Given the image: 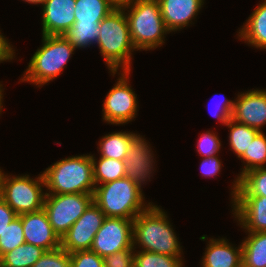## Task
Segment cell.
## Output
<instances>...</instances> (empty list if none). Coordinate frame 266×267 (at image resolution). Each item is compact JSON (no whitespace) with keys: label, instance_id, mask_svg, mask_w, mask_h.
<instances>
[{"label":"cell","instance_id":"cell-1","mask_svg":"<svg viewBox=\"0 0 266 267\" xmlns=\"http://www.w3.org/2000/svg\"><path fill=\"white\" fill-rule=\"evenodd\" d=\"M133 247L168 256H181L182 250L166 212L151 204L133 219Z\"/></svg>","mask_w":266,"mask_h":267},{"label":"cell","instance_id":"cell-2","mask_svg":"<svg viewBox=\"0 0 266 267\" xmlns=\"http://www.w3.org/2000/svg\"><path fill=\"white\" fill-rule=\"evenodd\" d=\"M97 45L113 76L119 69L131 72V55L136 48L122 8H115L100 22Z\"/></svg>","mask_w":266,"mask_h":267},{"label":"cell","instance_id":"cell-3","mask_svg":"<svg viewBox=\"0 0 266 267\" xmlns=\"http://www.w3.org/2000/svg\"><path fill=\"white\" fill-rule=\"evenodd\" d=\"M93 172L91 154L57 161L42 173L47 188L46 195L93 194L96 186Z\"/></svg>","mask_w":266,"mask_h":267},{"label":"cell","instance_id":"cell-4","mask_svg":"<svg viewBox=\"0 0 266 267\" xmlns=\"http://www.w3.org/2000/svg\"><path fill=\"white\" fill-rule=\"evenodd\" d=\"M122 9L136 50L146 51L163 45L165 34L170 32L163 21L158 0H134Z\"/></svg>","mask_w":266,"mask_h":267},{"label":"cell","instance_id":"cell-5","mask_svg":"<svg viewBox=\"0 0 266 267\" xmlns=\"http://www.w3.org/2000/svg\"><path fill=\"white\" fill-rule=\"evenodd\" d=\"M144 199L135 183L127 177L96 185L93 192V202L106 217L113 218L133 220L152 204L147 205Z\"/></svg>","mask_w":266,"mask_h":267},{"label":"cell","instance_id":"cell-6","mask_svg":"<svg viewBox=\"0 0 266 267\" xmlns=\"http://www.w3.org/2000/svg\"><path fill=\"white\" fill-rule=\"evenodd\" d=\"M42 38V47L32 56L21 79L39 87L60 75L75 50L63 35H43Z\"/></svg>","mask_w":266,"mask_h":267},{"label":"cell","instance_id":"cell-7","mask_svg":"<svg viewBox=\"0 0 266 267\" xmlns=\"http://www.w3.org/2000/svg\"><path fill=\"white\" fill-rule=\"evenodd\" d=\"M45 180L43 174L35 179L29 175L8 176L3 174L1 183V198L19 216L25 213L39 211L44 206L46 192H43Z\"/></svg>","mask_w":266,"mask_h":267},{"label":"cell","instance_id":"cell-8","mask_svg":"<svg viewBox=\"0 0 266 267\" xmlns=\"http://www.w3.org/2000/svg\"><path fill=\"white\" fill-rule=\"evenodd\" d=\"M93 202V194L46 195L45 210L53 231L61 239Z\"/></svg>","mask_w":266,"mask_h":267},{"label":"cell","instance_id":"cell-9","mask_svg":"<svg viewBox=\"0 0 266 267\" xmlns=\"http://www.w3.org/2000/svg\"><path fill=\"white\" fill-rule=\"evenodd\" d=\"M115 86L103 101V120L107 123L123 125L136 117L138 100L128 79L130 71H121Z\"/></svg>","mask_w":266,"mask_h":267},{"label":"cell","instance_id":"cell-10","mask_svg":"<svg viewBox=\"0 0 266 267\" xmlns=\"http://www.w3.org/2000/svg\"><path fill=\"white\" fill-rule=\"evenodd\" d=\"M133 220L106 217L95 234L91 251L104 258L133 246Z\"/></svg>","mask_w":266,"mask_h":267},{"label":"cell","instance_id":"cell-11","mask_svg":"<svg viewBox=\"0 0 266 267\" xmlns=\"http://www.w3.org/2000/svg\"><path fill=\"white\" fill-rule=\"evenodd\" d=\"M105 218V214L92 202L60 239V246L68 253L90 250L95 234L101 228Z\"/></svg>","mask_w":266,"mask_h":267},{"label":"cell","instance_id":"cell-12","mask_svg":"<svg viewBox=\"0 0 266 267\" xmlns=\"http://www.w3.org/2000/svg\"><path fill=\"white\" fill-rule=\"evenodd\" d=\"M236 99L231 119L261 132L266 124V89L248 90Z\"/></svg>","mask_w":266,"mask_h":267},{"label":"cell","instance_id":"cell-13","mask_svg":"<svg viewBox=\"0 0 266 267\" xmlns=\"http://www.w3.org/2000/svg\"><path fill=\"white\" fill-rule=\"evenodd\" d=\"M152 148L150 144L145 141V138H142L138 134L131 142L128 152L125 157V177L132 180L137 186V190L144 196L142 193L141 186L147 181V178L150 180V175L153 172V163L154 156L151 152Z\"/></svg>","mask_w":266,"mask_h":267},{"label":"cell","instance_id":"cell-14","mask_svg":"<svg viewBox=\"0 0 266 267\" xmlns=\"http://www.w3.org/2000/svg\"><path fill=\"white\" fill-rule=\"evenodd\" d=\"M26 243L39 246L46 251L60 247V238L53 231L45 210L19 215Z\"/></svg>","mask_w":266,"mask_h":267},{"label":"cell","instance_id":"cell-15","mask_svg":"<svg viewBox=\"0 0 266 267\" xmlns=\"http://www.w3.org/2000/svg\"><path fill=\"white\" fill-rule=\"evenodd\" d=\"M76 0H45L42 6V36L63 35L75 22Z\"/></svg>","mask_w":266,"mask_h":267},{"label":"cell","instance_id":"cell-16","mask_svg":"<svg viewBox=\"0 0 266 267\" xmlns=\"http://www.w3.org/2000/svg\"><path fill=\"white\" fill-rule=\"evenodd\" d=\"M233 215L246 232H266V197L235 196Z\"/></svg>","mask_w":266,"mask_h":267},{"label":"cell","instance_id":"cell-17","mask_svg":"<svg viewBox=\"0 0 266 267\" xmlns=\"http://www.w3.org/2000/svg\"><path fill=\"white\" fill-rule=\"evenodd\" d=\"M158 2L169 32H175L192 23L204 4V0H158Z\"/></svg>","mask_w":266,"mask_h":267},{"label":"cell","instance_id":"cell-18","mask_svg":"<svg viewBox=\"0 0 266 267\" xmlns=\"http://www.w3.org/2000/svg\"><path fill=\"white\" fill-rule=\"evenodd\" d=\"M202 259V267H242V243L234 248L228 239L211 238Z\"/></svg>","mask_w":266,"mask_h":267},{"label":"cell","instance_id":"cell-19","mask_svg":"<svg viewBox=\"0 0 266 267\" xmlns=\"http://www.w3.org/2000/svg\"><path fill=\"white\" fill-rule=\"evenodd\" d=\"M259 4L238 32L239 40L266 49V0Z\"/></svg>","mask_w":266,"mask_h":267},{"label":"cell","instance_id":"cell-20","mask_svg":"<svg viewBox=\"0 0 266 267\" xmlns=\"http://www.w3.org/2000/svg\"><path fill=\"white\" fill-rule=\"evenodd\" d=\"M243 161L244 168H242L240 174H238L237 178L234 180L233 187L231 190L233 201L235 195L237 193L238 179L246 172L256 169V168H264L266 163V136L261 131L259 132L254 139L250 142L248 149L245 150L244 154L239 158ZM245 161V162H244Z\"/></svg>","mask_w":266,"mask_h":267},{"label":"cell","instance_id":"cell-21","mask_svg":"<svg viewBox=\"0 0 266 267\" xmlns=\"http://www.w3.org/2000/svg\"><path fill=\"white\" fill-rule=\"evenodd\" d=\"M242 267H266V232H248L242 241Z\"/></svg>","mask_w":266,"mask_h":267},{"label":"cell","instance_id":"cell-22","mask_svg":"<svg viewBox=\"0 0 266 267\" xmlns=\"http://www.w3.org/2000/svg\"><path fill=\"white\" fill-rule=\"evenodd\" d=\"M133 132L119 131L106 134L98 144L101 157L124 161L132 140L137 136Z\"/></svg>","mask_w":266,"mask_h":267},{"label":"cell","instance_id":"cell-23","mask_svg":"<svg viewBox=\"0 0 266 267\" xmlns=\"http://www.w3.org/2000/svg\"><path fill=\"white\" fill-rule=\"evenodd\" d=\"M74 23L99 24L115 8L107 0H76Z\"/></svg>","mask_w":266,"mask_h":267},{"label":"cell","instance_id":"cell-24","mask_svg":"<svg viewBox=\"0 0 266 267\" xmlns=\"http://www.w3.org/2000/svg\"><path fill=\"white\" fill-rule=\"evenodd\" d=\"M45 249L30 243L19 245L0 258V267H32Z\"/></svg>","mask_w":266,"mask_h":267},{"label":"cell","instance_id":"cell-25","mask_svg":"<svg viewBox=\"0 0 266 267\" xmlns=\"http://www.w3.org/2000/svg\"><path fill=\"white\" fill-rule=\"evenodd\" d=\"M91 158L93 161L95 185L104 184L125 177V161L101 156L97 161L93 155H91Z\"/></svg>","mask_w":266,"mask_h":267},{"label":"cell","instance_id":"cell-26","mask_svg":"<svg viewBox=\"0 0 266 267\" xmlns=\"http://www.w3.org/2000/svg\"><path fill=\"white\" fill-rule=\"evenodd\" d=\"M235 196H264L266 197V166L252 169L238 179Z\"/></svg>","mask_w":266,"mask_h":267},{"label":"cell","instance_id":"cell-27","mask_svg":"<svg viewBox=\"0 0 266 267\" xmlns=\"http://www.w3.org/2000/svg\"><path fill=\"white\" fill-rule=\"evenodd\" d=\"M99 24L93 23H74L64 34L63 37L77 48L90 47V45L97 44L99 37Z\"/></svg>","mask_w":266,"mask_h":267},{"label":"cell","instance_id":"cell-28","mask_svg":"<svg viewBox=\"0 0 266 267\" xmlns=\"http://www.w3.org/2000/svg\"><path fill=\"white\" fill-rule=\"evenodd\" d=\"M226 126L230 129L229 145L233 153L240 158L244 154L245 150L248 149L250 142L260 131L247 125L238 123L233 119H230Z\"/></svg>","mask_w":266,"mask_h":267},{"label":"cell","instance_id":"cell-29","mask_svg":"<svg viewBox=\"0 0 266 267\" xmlns=\"http://www.w3.org/2000/svg\"><path fill=\"white\" fill-rule=\"evenodd\" d=\"M181 256H168L140 250L134 252V267H183Z\"/></svg>","mask_w":266,"mask_h":267},{"label":"cell","instance_id":"cell-30","mask_svg":"<svg viewBox=\"0 0 266 267\" xmlns=\"http://www.w3.org/2000/svg\"><path fill=\"white\" fill-rule=\"evenodd\" d=\"M26 243L21 218L18 216L0 235V258L19 245Z\"/></svg>","mask_w":266,"mask_h":267},{"label":"cell","instance_id":"cell-31","mask_svg":"<svg viewBox=\"0 0 266 267\" xmlns=\"http://www.w3.org/2000/svg\"><path fill=\"white\" fill-rule=\"evenodd\" d=\"M32 267H70V253L61 246L54 250L45 251Z\"/></svg>","mask_w":266,"mask_h":267},{"label":"cell","instance_id":"cell-32","mask_svg":"<svg viewBox=\"0 0 266 267\" xmlns=\"http://www.w3.org/2000/svg\"><path fill=\"white\" fill-rule=\"evenodd\" d=\"M70 267H104L101 256L91 250L70 253Z\"/></svg>","mask_w":266,"mask_h":267},{"label":"cell","instance_id":"cell-33","mask_svg":"<svg viewBox=\"0 0 266 267\" xmlns=\"http://www.w3.org/2000/svg\"><path fill=\"white\" fill-rule=\"evenodd\" d=\"M197 143V152L202 158L217 155L221 147V141L213 131L203 133Z\"/></svg>","mask_w":266,"mask_h":267},{"label":"cell","instance_id":"cell-34","mask_svg":"<svg viewBox=\"0 0 266 267\" xmlns=\"http://www.w3.org/2000/svg\"><path fill=\"white\" fill-rule=\"evenodd\" d=\"M132 246L129 249L116 252L103 258L104 267H134V251Z\"/></svg>","mask_w":266,"mask_h":267},{"label":"cell","instance_id":"cell-35","mask_svg":"<svg viewBox=\"0 0 266 267\" xmlns=\"http://www.w3.org/2000/svg\"><path fill=\"white\" fill-rule=\"evenodd\" d=\"M217 155L202 158L201 162V173L204 177H214L219 174L221 170V161Z\"/></svg>","mask_w":266,"mask_h":267},{"label":"cell","instance_id":"cell-36","mask_svg":"<svg viewBox=\"0 0 266 267\" xmlns=\"http://www.w3.org/2000/svg\"><path fill=\"white\" fill-rule=\"evenodd\" d=\"M217 105H216V107H217L216 112L214 111L213 114L210 111L209 112L211 113V115L213 117H216L218 119V121H220L222 124L226 125L227 122L232 117V112L234 109V101L228 100L225 98L224 102L222 100V102H219Z\"/></svg>","mask_w":266,"mask_h":267},{"label":"cell","instance_id":"cell-37","mask_svg":"<svg viewBox=\"0 0 266 267\" xmlns=\"http://www.w3.org/2000/svg\"><path fill=\"white\" fill-rule=\"evenodd\" d=\"M17 217L14 210L0 197V235Z\"/></svg>","mask_w":266,"mask_h":267},{"label":"cell","instance_id":"cell-38","mask_svg":"<svg viewBox=\"0 0 266 267\" xmlns=\"http://www.w3.org/2000/svg\"><path fill=\"white\" fill-rule=\"evenodd\" d=\"M12 47L10 42L0 33V63L15 58V50Z\"/></svg>","mask_w":266,"mask_h":267},{"label":"cell","instance_id":"cell-39","mask_svg":"<svg viewBox=\"0 0 266 267\" xmlns=\"http://www.w3.org/2000/svg\"><path fill=\"white\" fill-rule=\"evenodd\" d=\"M114 8H123L134 0H107Z\"/></svg>","mask_w":266,"mask_h":267},{"label":"cell","instance_id":"cell-40","mask_svg":"<svg viewBox=\"0 0 266 267\" xmlns=\"http://www.w3.org/2000/svg\"><path fill=\"white\" fill-rule=\"evenodd\" d=\"M3 85L0 83V114H1V111H2V107H3V105H2V103H3Z\"/></svg>","mask_w":266,"mask_h":267},{"label":"cell","instance_id":"cell-41","mask_svg":"<svg viewBox=\"0 0 266 267\" xmlns=\"http://www.w3.org/2000/svg\"><path fill=\"white\" fill-rule=\"evenodd\" d=\"M25 2H28V3H32V4H41L43 6V4L45 3V0H23Z\"/></svg>","mask_w":266,"mask_h":267},{"label":"cell","instance_id":"cell-42","mask_svg":"<svg viewBox=\"0 0 266 267\" xmlns=\"http://www.w3.org/2000/svg\"><path fill=\"white\" fill-rule=\"evenodd\" d=\"M3 172L2 170L0 169V197H1V183H2V177H3Z\"/></svg>","mask_w":266,"mask_h":267}]
</instances>
